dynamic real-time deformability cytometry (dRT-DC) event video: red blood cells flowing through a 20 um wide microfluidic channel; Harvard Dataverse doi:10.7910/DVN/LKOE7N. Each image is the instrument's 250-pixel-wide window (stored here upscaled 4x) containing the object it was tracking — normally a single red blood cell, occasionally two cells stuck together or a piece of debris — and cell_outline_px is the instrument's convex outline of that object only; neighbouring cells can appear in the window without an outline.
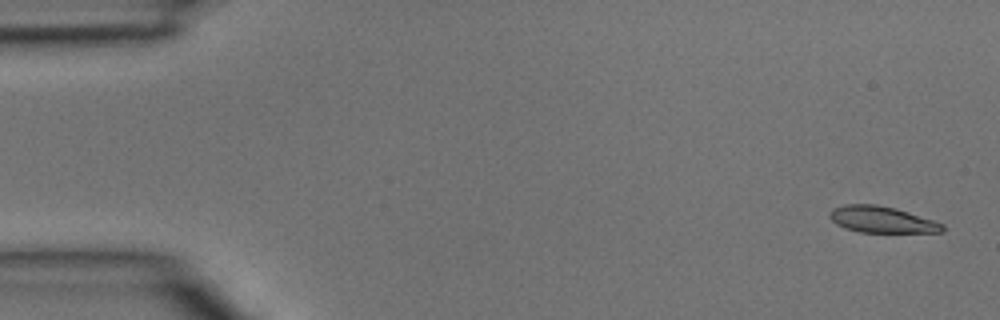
{"species": "common noctule bat (a hibernating species)", "species_latin": "Nyctalus noctula", "temperature_condition": "room temperature", "stored_images_in_passage": 3, "segment_of_instrument_passage": [2, 2], "camera_frame_rate_fps": 3000, "um_per_image_px": 0.085, "animal": {"sex": "male", "body_mass_g": 15.6}, "frame": {"image": 1, "passage_image": 3, "time_ms": 0.667, "image_size_px": [1000, 320], "cell_outline_px": [[944, 232], [860, 232], [844, 228], [836, 224], [828, 216], [828, 212], [832, 208], [844, 204], [876, 204], [896, 208], [944, 224]], "centroid_in_image_um": [74.9, 18.65], "position_along_channel_um": 10.1, "area_um2": 17.4}}